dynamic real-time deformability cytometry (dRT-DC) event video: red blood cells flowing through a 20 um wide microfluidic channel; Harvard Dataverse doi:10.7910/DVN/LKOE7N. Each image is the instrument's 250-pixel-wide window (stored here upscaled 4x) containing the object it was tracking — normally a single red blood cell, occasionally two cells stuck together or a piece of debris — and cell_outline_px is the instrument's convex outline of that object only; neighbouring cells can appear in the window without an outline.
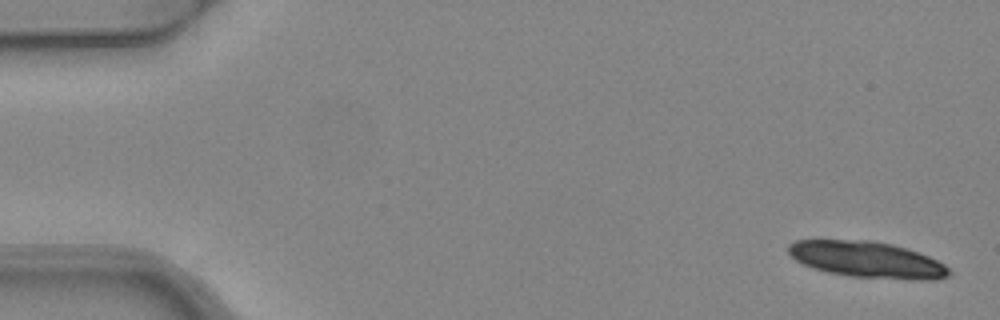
{"species": "common noctule bat (a hibernating species)", "species_latin": "Nyctalus noctula", "temperature_condition": "warm", "stored_images_in_passage": 6, "camera_frame_rate_fps": 3000, "um_per_image_px": 0.085, "animal": {"sex": "female", "body_mass_g": 24.6, "forearm_length_mm": 56.2}, "frame": {"image": 1, "passage_image": 1, "time_ms": 0.0, "image_size_px": [1000, 320], "cell_outline_px": [[952, 272], [948, 276], [936, 280], [912, 280], [852, 276], [828, 272], [812, 268], [796, 260], [788, 252], [788, 244], [796, 240], [820, 236], [872, 240], [892, 244], [908, 248], [928, 256], [944, 264]], "centroid_in_image_um": [73.63, 22.01], "position_along_channel_um": 11.4, "area_um2": 35.08}}
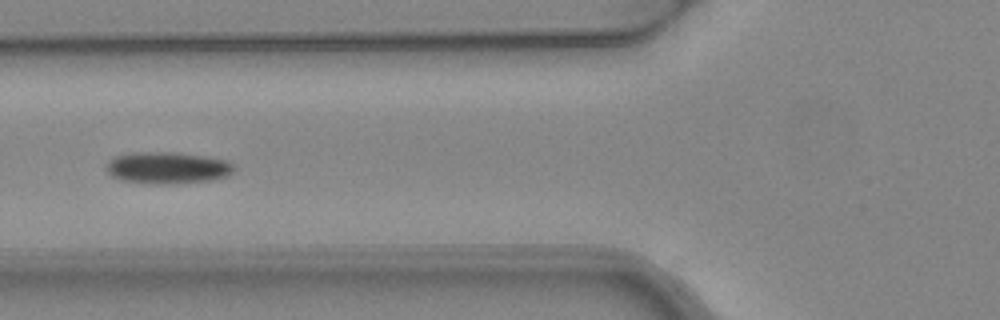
{"frame": {"image": 2, "passage_image": 5, "time_ms": 1.333, "image_size_px": [1000, 320], "cell_outline_px": [[236, 168], [228, 176], [212, 180], [172, 184], [156, 184], [124, 180], [112, 176], [104, 168], [108, 160], [116, 156], [132, 152], [180, 152], [228, 160]], "centroid_in_image_um": [14.25, 14.25], "position_along_channel_um": 111.5, "area_um2": 23.87}}
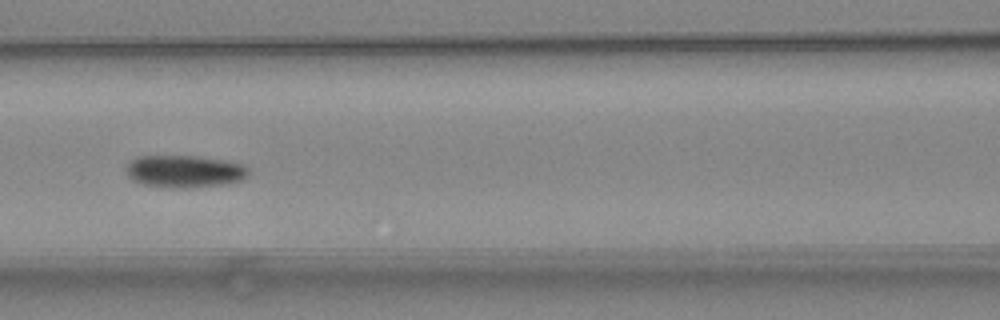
{"frame": {"image": 3, "passage_image": 6, "time_ms": 1.667, "image_size_px": [1000, 320], "cell_outline_px": [[248, 176], [240, 180], [224, 184], [176, 188], [144, 184], [132, 180], [128, 176], [128, 164], [136, 156], [196, 156], [220, 160], [240, 164], [248, 168]], "centroid_in_image_um": [15.66, 14.56], "position_along_channel_um": 150.9, "area_um2": 22.48}}